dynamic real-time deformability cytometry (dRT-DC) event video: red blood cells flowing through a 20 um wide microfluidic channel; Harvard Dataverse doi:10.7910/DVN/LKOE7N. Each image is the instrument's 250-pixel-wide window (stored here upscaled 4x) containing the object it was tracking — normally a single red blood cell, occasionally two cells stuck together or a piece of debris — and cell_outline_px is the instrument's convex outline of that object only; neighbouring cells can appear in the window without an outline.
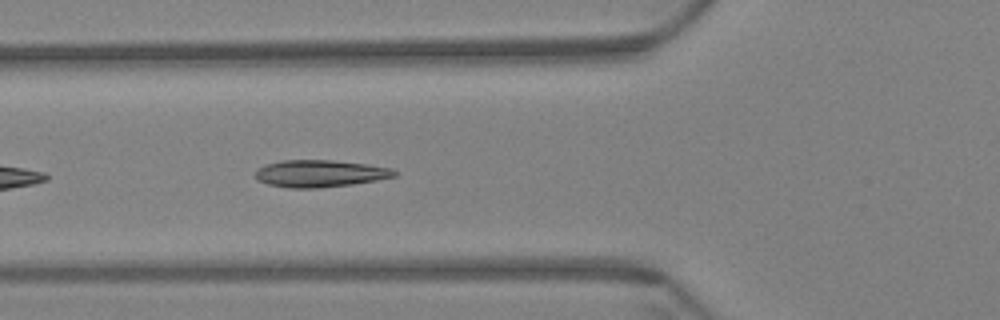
{"species": "Egyptian fruit bat (a non-hibernating species)", "species_latin": "Rousettus aegyptiacus", "temperature_condition": "warm", "stored_images_in_passage": 13, "camera_frame_rate_fps": 3000, "um_per_image_px": 0.085, "animal": {"sex": "female"}, "frame": {"image": 1, "passage_image": 6, "time_ms": 1.667, "image_size_px": [1000, 320], "cell_outline_px": [[396, 176], [376, 180], [352, 184], [320, 188], [288, 188], [268, 184], [256, 180], [256, 172], [260, 168], [268, 164], [280, 160], [332, 160], [368, 164], [392, 168], [396, 172]], "centroid_in_image_um": [27.21, 14.75], "position_along_channel_um": 98.6, "area_um2": 21.91}}
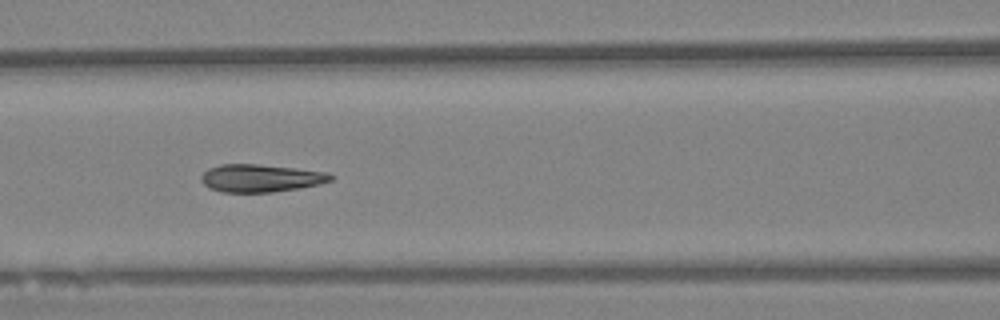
{"frame": {"image": 2, "passage_image": 10, "time_ms": 3.0, "image_size_px": [1000, 320], "cell_outline_px": [[336, 176], [332, 180], [320, 184], [300, 188], [272, 192], [220, 192], [208, 188], [200, 180], [200, 176], [208, 168], [220, 164], [256, 164], [292, 168], [324, 172]], "centroid_in_image_um": [22.12, 15.15], "position_along_channel_um": 144.5, "area_um2": 20.92}}